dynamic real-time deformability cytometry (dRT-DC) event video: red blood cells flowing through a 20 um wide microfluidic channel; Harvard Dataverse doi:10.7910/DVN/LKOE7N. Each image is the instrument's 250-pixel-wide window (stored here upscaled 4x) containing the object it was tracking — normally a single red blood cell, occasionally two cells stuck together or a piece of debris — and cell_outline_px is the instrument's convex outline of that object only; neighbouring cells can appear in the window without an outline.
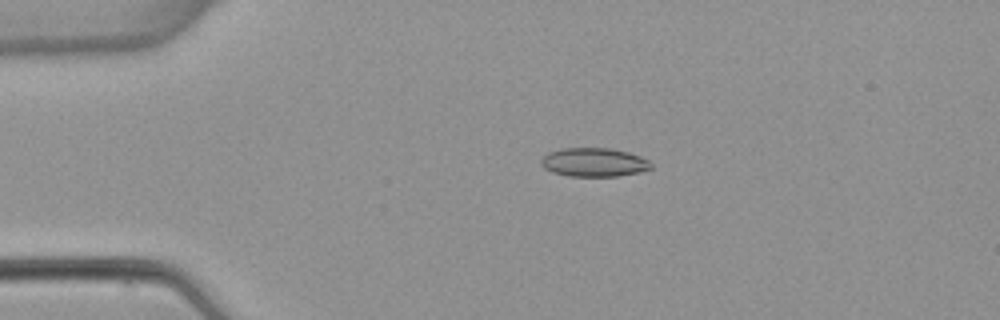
{"species": "common noctule bat (a hibernating species)", "species_latin": "Nyctalus noctula", "temperature_condition": "warm", "stored_images_in_passage": 4, "camera_frame_rate_fps": 3000, "um_per_image_px": 0.085, "animal": {"sex": "female", "body_mass_g": 22.7, "forearm_length_mm": 54.2}, "frame": {"image": 1, "passage_image": 3, "time_ms": 2.333, "image_size_px": [1000, 320], "cell_outline_px": [[652, 168], [640, 172], [616, 176], [568, 176], [552, 172], [544, 168], [540, 164], [540, 160], [548, 152], [560, 148], [612, 148], [628, 152], [640, 156], [648, 160], [652, 164]], "centroid_in_image_um": [50.47, 13.79], "position_along_channel_um": 34.5, "area_um2": 18.55}}